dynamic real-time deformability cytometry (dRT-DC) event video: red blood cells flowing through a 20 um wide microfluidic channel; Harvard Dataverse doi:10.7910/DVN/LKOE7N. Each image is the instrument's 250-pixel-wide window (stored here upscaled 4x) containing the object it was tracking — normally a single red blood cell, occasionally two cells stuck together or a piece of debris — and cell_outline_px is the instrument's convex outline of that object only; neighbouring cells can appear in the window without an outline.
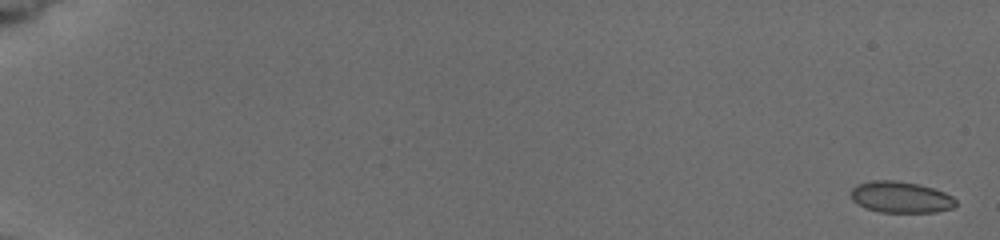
{"species": "common noctule bat (a hibernating species)", "species_latin": "Nyctalus noctula", "temperature_condition": "cold", "stored_images_in_passage": 11, "camera_frame_rate_fps": 3000, "um_per_image_px": 0.085, "animal": {"sex": "female", "body_mass_g": 19.5, "forearm_length_mm": 54.1}, "frame": {"image": 1, "passage_image": 1, "time_ms": 0.0, "image_size_px": [1000, 240], "cell_outline_px": [[956, 204], [952, 208], [936, 212], [880, 212], [864, 208], [852, 200], [852, 188], [856, 184], [872, 180], [892, 180], [920, 184], [944, 192], [952, 196], [956, 200]], "centroid_in_image_um": [76.55, 16.76], "position_along_channel_um": 8.5, "area_um2": 19.19}}
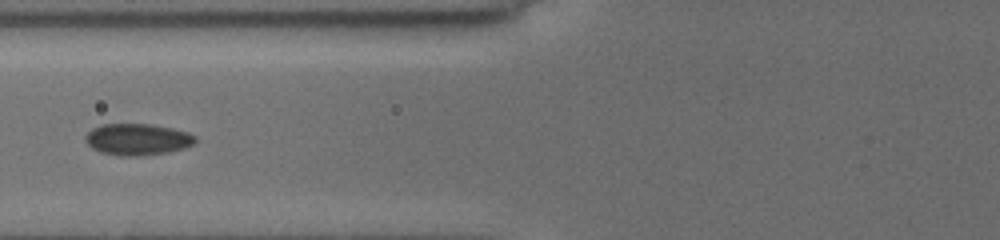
{"frame": {"image": 2, "passage_image": 10, "time_ms": 8.0, "image_size_px": [1000, 240], "cell_outline_px": [[196, 140], [192, 144], [184, 148], [168, 152], [144, 156], [120, 156], [100, 152], [92, 148], [84, 140], [84, 136], [92, 128], [104, 124], [148, 124], [172, 128], [188, 132], [196, 136]], "centroid_in_image_um": [11.67, 11.85], "position_along_channel_um": 114.1, "area_um2": 20.29}}
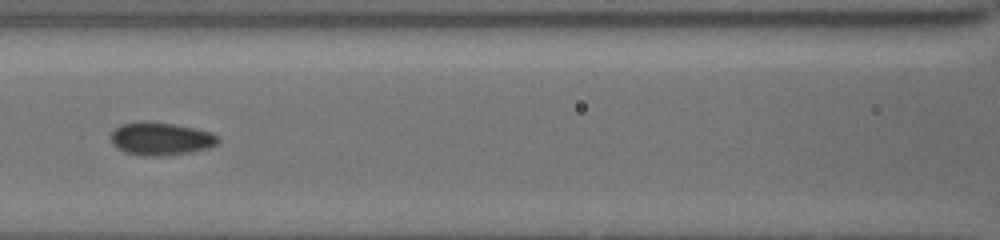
{"frame": {"image": 3, "passage_image": 11, "time_ms": 9.0, "image_size_px": [1000, 240], "cell_outline_px": [[220, 140], [216, 144], [208, 148], [192, 152], [164, 156], [140, 156], [124, 152], [116, 148], [112, 144], [112, 132], [120, 124], [144, 120], [172, 124], [212, 132], [220, 136]], "centroid_in_image_um": [13.66, 11.8], "position_along_channel_um": 152.9, "area_um2": 20.81}}